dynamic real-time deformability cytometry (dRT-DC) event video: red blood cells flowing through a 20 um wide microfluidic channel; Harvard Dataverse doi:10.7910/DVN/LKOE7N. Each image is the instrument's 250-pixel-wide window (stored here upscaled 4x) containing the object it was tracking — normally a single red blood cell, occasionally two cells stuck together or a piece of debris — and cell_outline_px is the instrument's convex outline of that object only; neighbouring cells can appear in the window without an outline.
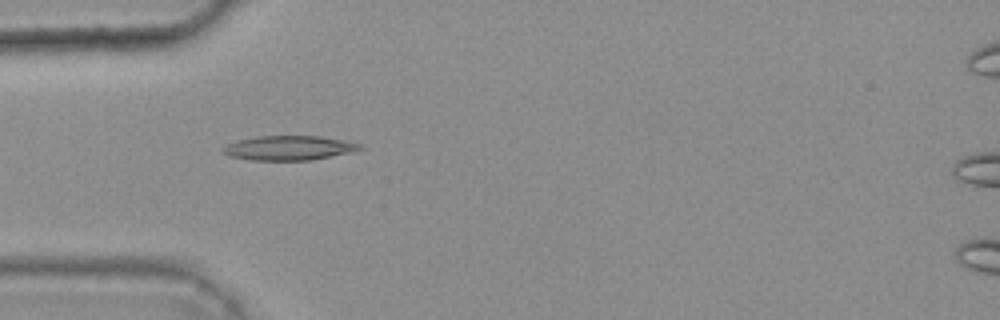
{"species": "common noctule bat (a hibernating species)", "species_latin": "Nyctalus noctula", "temperature_condition": "warm", "stored_images_in_passage": 35, "camera_frame_rate_fps": 3000, "um_per_image_px": 0.085, "animal": {"sex": "female", "body_mass_g": 25.1}, "frame": {"image": 1, "passage_image": 4, "time_ms": 1.0, "image_size_px": [1000, 320], "cell_outline_px": [[364, 148], [352, 152], [312, 160], [252, 160], [228, 156], [220, 152], [220, 148], [236, 140], [256, 136], [320, 136], [360, 144]], "centroid_in_image_um": [24.49, 12.58], "position_along_channel_um": 60.5, "area_um2": 19.59}}
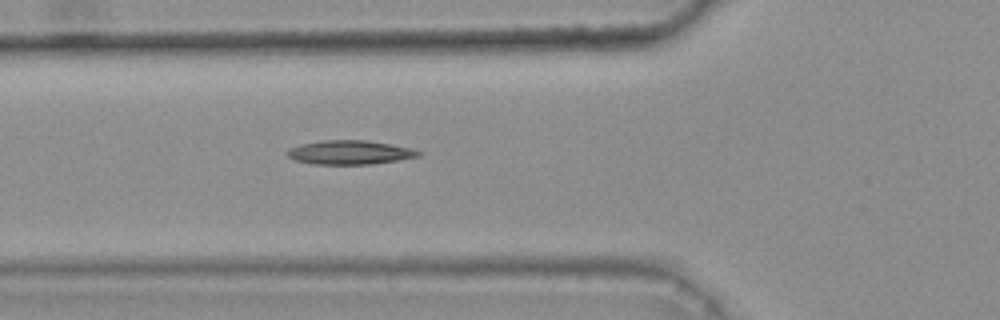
{"frame": {"image": 2, "passage_image": 7, "time_ms": 2.0, "image_size_px": [1000, 320], "cell_outline_px": [[424, 152], [420, 156], [372, 164], [312, 164], [296, 160], [288, 156], [284, 152], [288, 148], [300, 144], [320, 140], [364, 140], [412, 148]], "centroid_in_image_um": [29.7, 12.95], "position_along_channel_um": 96.1, "area_um2": 18.38}}
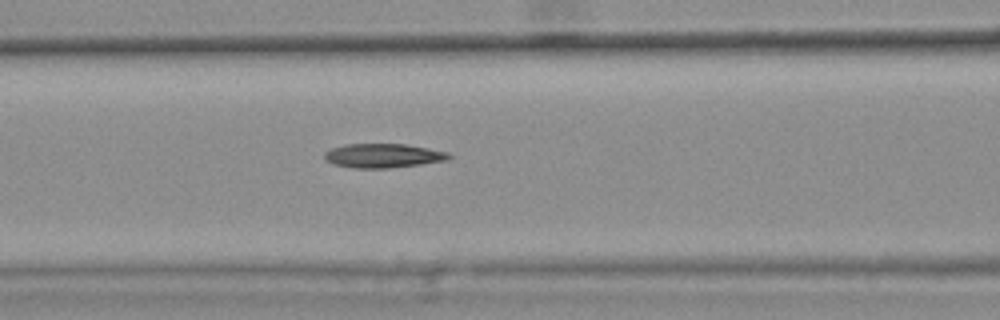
{"frame": {"image": 3, "passage_image": 10, "time_ms": 3.0, "image_size_px": [1000, 320], "cell_outline_px": [[452, 156], [448, 160], [420, 164], [388, 168], [352, 168], [332, 164], [324, 160], [324, 152], [332, 148], [348, 144], [404, 144], [428, 148], [448, 152]], "centroid_in_image_um": [32.54, 13.24], "position_along_channel_um": 134.1, "area_um2": 17.51}}